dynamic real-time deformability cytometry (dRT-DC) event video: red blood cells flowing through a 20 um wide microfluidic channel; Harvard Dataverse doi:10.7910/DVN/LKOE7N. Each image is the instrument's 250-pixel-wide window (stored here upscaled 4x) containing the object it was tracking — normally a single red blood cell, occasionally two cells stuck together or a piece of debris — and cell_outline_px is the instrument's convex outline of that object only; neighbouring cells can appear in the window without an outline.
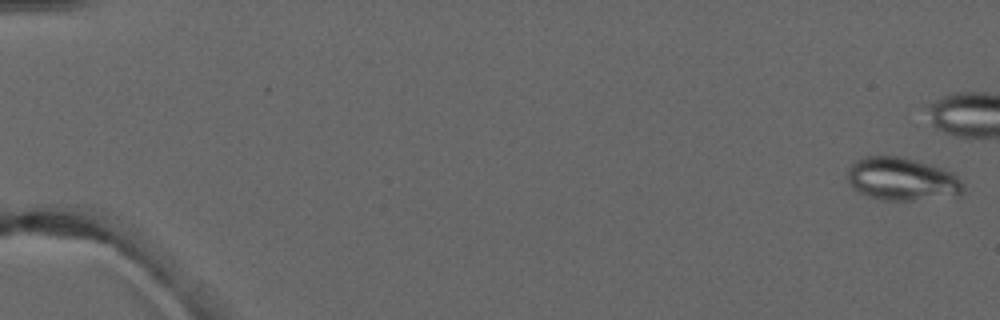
{"species": "common noctule bat (a hibernating species)", "species_latin": "Nyctalus noctula", "temperature_condition": "warm", "stored_images_in_passage": 7, "camera_frame_rate_fps": 3000, "um_per_image_px": 0.085, "animal": {"sex": "male", "forearm_length_mm": 52.5}, "frame": {"image": 1, "passage_image": 1, "time_ms": 0.0, "image_size_px": [1000, 320], "cell_outline_px": [[964, 192], [960, 196], [912, 200], [884, 200], [868, 196], [852, 188], [848, 180], [848, 168], [856, 160], [864, 156], [900, 156], [932, 164], [952, 172], [964, 184]], "centroid_in_image_um": [76.7, 15.22], "position_along_channel_um": 8.3, "area_um2": 29.25}}